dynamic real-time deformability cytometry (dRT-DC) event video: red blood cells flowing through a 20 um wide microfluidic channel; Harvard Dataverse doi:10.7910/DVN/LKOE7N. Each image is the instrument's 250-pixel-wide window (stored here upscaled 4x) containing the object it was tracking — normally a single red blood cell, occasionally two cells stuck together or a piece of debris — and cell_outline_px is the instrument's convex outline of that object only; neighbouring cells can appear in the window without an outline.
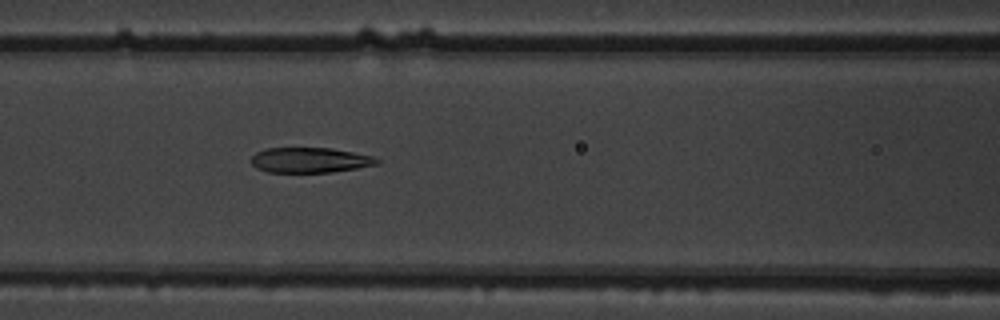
{"species": "common noctule bat (a hibernating species)", "species_latin": "Nyctalus noctula", "temperature_condition": "warm", "stored_images_in_passage": 37, "camera_frame_rate_fps": 3000, "um_per_image_px": 0.085, "animal": {"sex": "male", "body_mass_g": 19.5, "forearm_length_mm": 54.6}, "frame": {"image": 1, "passage_image": 8, "time_ms": 2.333, "image_size_px": [1000, 320], "cell_outline_px": [[380, 164], [332, 172], [268, 172], [256, 168], [252, 164], [252, 156], [256, 152], [264, 148], [332, 148], [372, 156], [380, 160]], "centroid_in_image_um": [26.34, 13.61], "position_along_channel_um": 140.3, "area_um2": 18.44}}
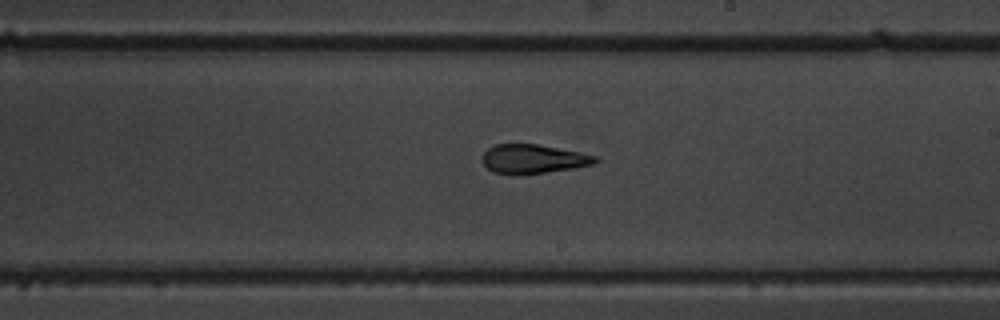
{"frame": {"image": 2, "passage_image": 16, "time_ms": 5.0, "image_size_px": [1000, 320], "cell_outline_px": [[600, 160], [596, 164], [572, 168], [544, 172], [492, 172], [480, 160], [484, 152], [488, 148], [496, 144], [536, 144], [580, 152], [596, 156]], "centroid_in_image_um": [45.35, 13.47], "position_along_channel_um": 243.7, "area_um2": 18.55}}
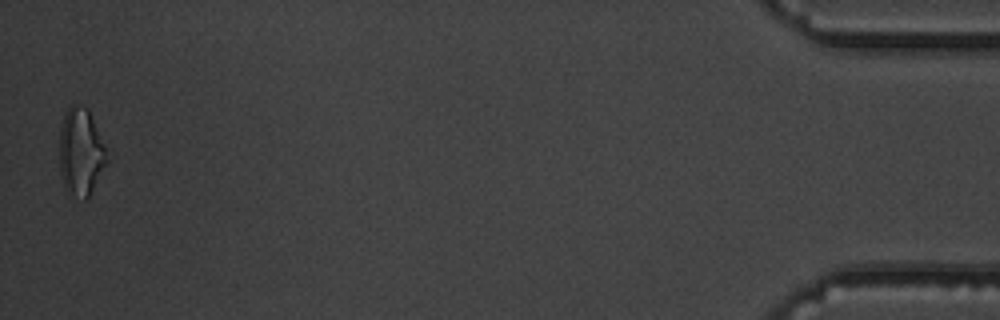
{"frame": {"image": 3, "passage_image": 37, "time_ms": 12.0, "image_size_px": [1000, 320], "cell_outline_px": [[108, 160], [88, 200], [84, 200], [68, 196], [64, 188], [60, 176], [60, 128], [64, 116], [68, 108], [72, 104], [80, 104], [88, 108], [104, 144]], "centroid_in_image_um": [6.86, 12.98], "position_along_channel_um": 428.3, "area_um2": 24.57}, "authors_computed_cell_mechanics": {"area_um2": 20.1722, "velocity_mm_per_s": 3.8969, "shape_relaxation_time_tau1_ms": null, "shape_relaxation_time_tau2_ms": 2.3254, "deformation_change_tau1": null, "deformation_change_tau2": 0.1061}}